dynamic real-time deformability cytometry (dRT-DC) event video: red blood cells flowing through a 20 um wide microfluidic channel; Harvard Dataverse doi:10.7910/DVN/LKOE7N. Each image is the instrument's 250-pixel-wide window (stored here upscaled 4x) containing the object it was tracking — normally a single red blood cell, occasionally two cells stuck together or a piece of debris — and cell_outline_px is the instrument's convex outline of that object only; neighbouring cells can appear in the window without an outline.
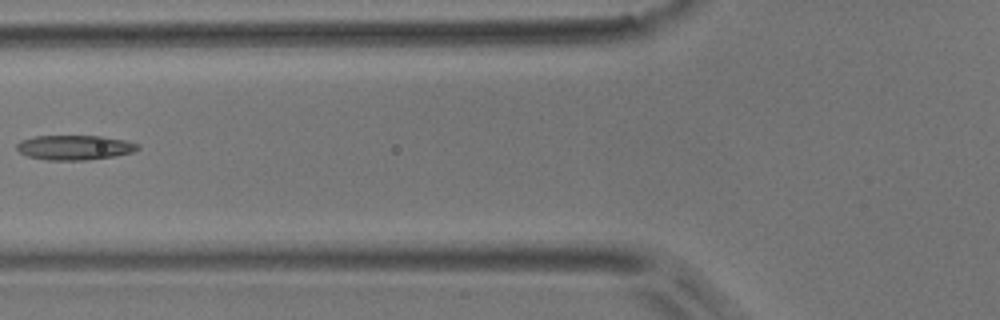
{"species": "common noctule bat (a hibernating species)", "species_latin": "Nyctalus noctula", "temperature_condition": "room temperature", "stored_images_in_passage": 2, "camera_frame_rate_fps": 3000, "um_per_image_px": 0.085, "animal": {"sex": "male", "body_mass_g": 17.9}, "frame": {"image": 1, "passage_image": 2, "time_ms": 1.667, "image_size_px": [1000, 320], "cell_outline_px": [[140, 148], [132, 152], [116, 156], [84, 160], [48, 160], [28, 156], [20, 152], [16, 148], [16, 144], [20, 140], [36, 136], [104, 136], [124, 140], [140, 144]], "centroid_in_image_um": [6.35, 12.53], "position_along_channel_um": 119.4, "area_um2": 17.46}}